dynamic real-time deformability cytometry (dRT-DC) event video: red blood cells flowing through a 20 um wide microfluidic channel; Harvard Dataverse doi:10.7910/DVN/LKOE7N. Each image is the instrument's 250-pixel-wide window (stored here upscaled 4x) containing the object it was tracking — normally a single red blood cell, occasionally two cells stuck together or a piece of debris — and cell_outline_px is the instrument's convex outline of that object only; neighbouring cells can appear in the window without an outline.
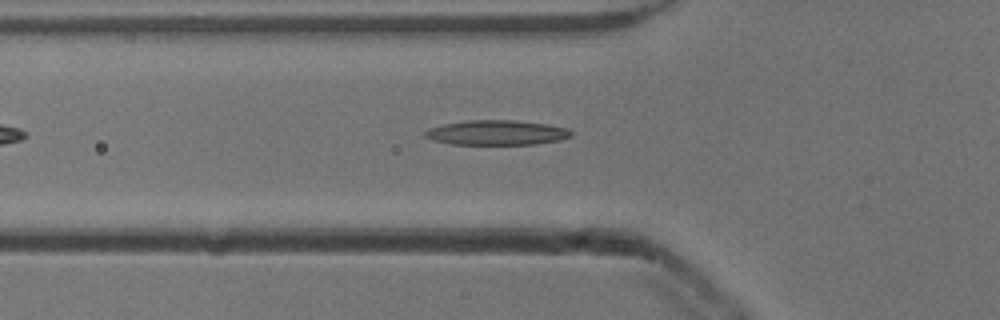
{"species": "common noctule bat (a hibernating species)", "species_latin": "Nyctalus noctula", "temperature_condition": "cold", "stored_images_in_passage": 20, "camera_frame_rate_fps": 3000, "um_per_image_px": 0.085, "animal": {"sex": "male", "body_mass_g": 13.3}, "frame": {"image": 1, "passage_image": 3, "time_ms": 0.667, "image_size_px": [1000, 320], "cell_outline_px": [[572, 136], [560, 140], [536, 144], [452, 144], [432, 140], [424, 136], [424, 132], [432, 128], [444, 124], [468, 120], [512, 120], [548, 124], [568, 128], [572, 132]], "centroid_in_image_um": [42.26, 11.27], "position_along_channel_um": 83.5, "area_um2": 21.04}}
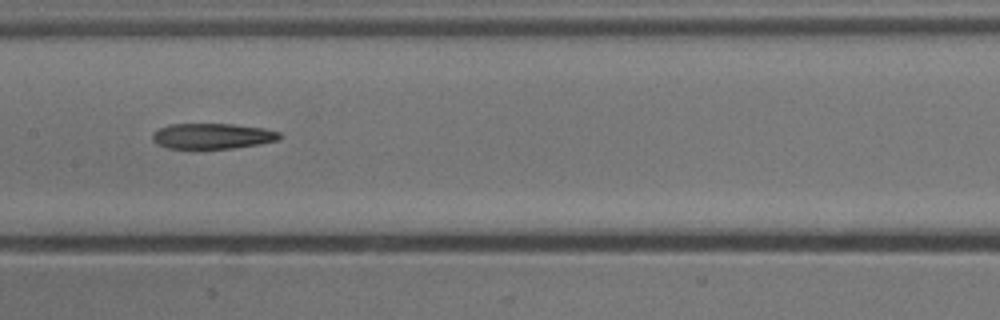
{"frame": {"image": 2, "passage_image": 11, "time_ms": 3.333, "image_size_px": [1000, 320], "cell_outline_px": [[280, 140], [260, 144], [232, 148], [168, 148], [156, 144], [152, 140], [152, 132], [168, 124], [232, 124], [264, 128], [280, 132]], "centroid_in_image_um": [18.04, 11.56], "position_along_channel_um": 189.4, "area_um2": 18.96}}
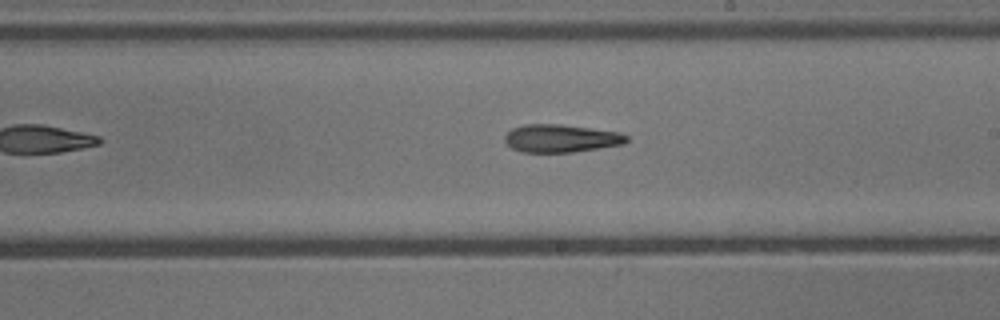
{"frame": {"image": 3, "passage_image": 15, "time_ms": 4.667, "image_size_px": [1000, 320], "cell_outline_px": [[628, 140], [624, 144], [600, 148], [572, 152], [520, 152], [512, 148], [504, 140], [504, 136], [512, 128], [524, 124], [560, 124], [620, 132], [628, 136]], "centroid_in_image_um": [47.68, 11.76], "position_along_channel_um": 241.3, "area_um2": 19.83}}